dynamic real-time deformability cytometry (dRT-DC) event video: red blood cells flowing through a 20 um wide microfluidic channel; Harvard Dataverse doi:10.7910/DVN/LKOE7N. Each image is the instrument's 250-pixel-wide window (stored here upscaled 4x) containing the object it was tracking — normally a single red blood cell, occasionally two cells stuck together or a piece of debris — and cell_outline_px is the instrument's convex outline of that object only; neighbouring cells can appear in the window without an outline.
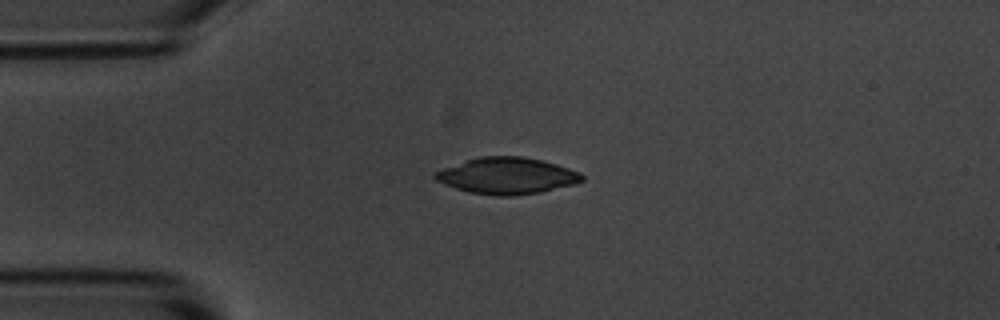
{"species": "common noctule bat (a hibernating species)", "species_latin": "Nyctalus noctula", "temperature_condition": "room temperature", "stored_images_in_passage": 8, "camera_frame_rate_fps": 3000, "um_per_image_px": 0.085, "animal": {"sex": "male", "body_mass_g": 20.1, "forearm_length_mm": 53.5}, "frame": {"image": 1, "passage_image": 2, "time_ms": 1.0, "image_size_px": [1000, 320], "cell_outline_px": [[584, 180], [576, 184], [540, 192], [512, 196], [496, 196], [468, 192], [444, 184], [436, 180], [432, 176], [436, 172], [444, 168], [480, 156], [524, 156], [556, 164], [580, 172], [584, 176]], "centroid_in_image_um": [43.12, 14.95], "position_along_channel_um": 41.9, "area_um2": 31.1}}